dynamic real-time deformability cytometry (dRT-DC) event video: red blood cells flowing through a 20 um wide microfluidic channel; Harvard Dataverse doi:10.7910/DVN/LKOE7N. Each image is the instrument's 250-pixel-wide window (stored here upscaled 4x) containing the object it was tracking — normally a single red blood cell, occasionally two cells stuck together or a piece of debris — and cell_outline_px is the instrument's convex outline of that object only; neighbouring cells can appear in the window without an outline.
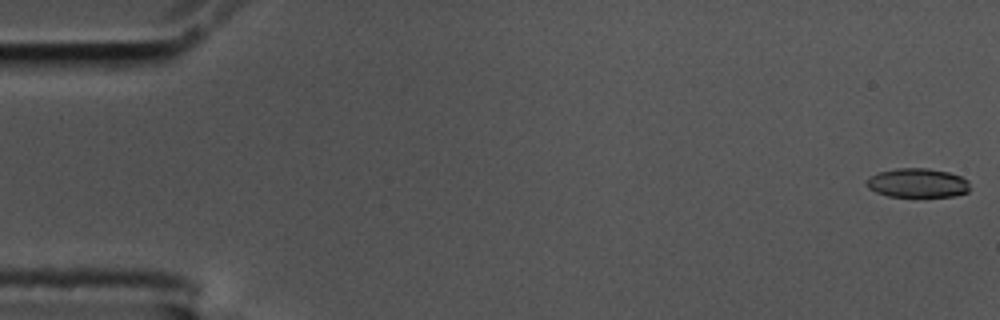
{"species": "common noctule bat (a hibernating species)", "species_latin": "Nyctalus noctula", "temperature_condition": "cold", "stored_images_in_passage": 53, "camera_frame_rate_fps": 3000, "um_per_image_px": 0.085, "animal": {"sex": "male", "body_mass_g": 17.5, "forearm_length_mm": 52.3}, "frame": {"image": 1, "passage_image": 1, "time_ms": 0.0, "image_size_px": [1000, 320], "cell_outline_px": [[968, 192], [956, 196], [888, 196], [876, 192], [868, 188], [868, 176], [880, 172], [896, 168], [928, 168], [948, 172], [960, 176], [968, 180]], "centroid_in_image_um": [78.0, 15.54], "position_along_channel_um": 7.0, "area_um2": 17.4}}
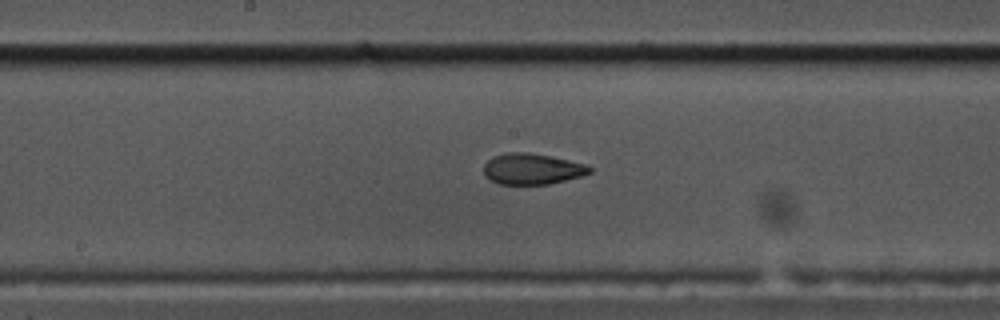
{"frame": {"image": 2, "passage_image": 30, "time_ms": 9.667, "image_size_px": [1000, 320], "cell_outline_px": [[592, 172], [580, 176], [548, 184], [496, 184], [484, 172], [484, 164], [492, 156], [508, 152], [528, 152], [588, 164], [592, 168]], "centroid_in_image_um": [45.23, 14.35], "position_along_channel_um": 203.0, "area_um2": 18.96}}
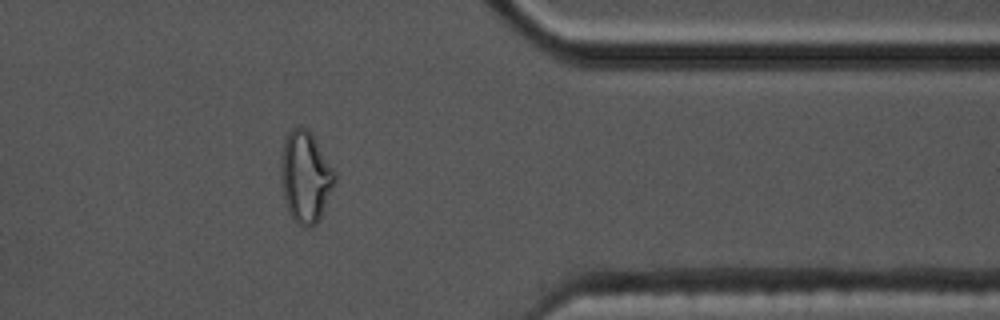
{"frame": {"image": 3, "passage_image": 47, "time_ms": 15.333, "image_size_px": [1000, 320], "cell_outline_px": [[336, 180], [320, 220], [316, 224], [308, 228], [304, 228], [296, 224], [288, 212], [284, 200], [280, 180], [280, 164], [284, 140], [288, 132], [296, 124], [308, 128], [336, 172]], "centroid_in_image_um": [25.95, 15.05], "position_along_channel_um": 385.5, "area_um2": 29.3}}